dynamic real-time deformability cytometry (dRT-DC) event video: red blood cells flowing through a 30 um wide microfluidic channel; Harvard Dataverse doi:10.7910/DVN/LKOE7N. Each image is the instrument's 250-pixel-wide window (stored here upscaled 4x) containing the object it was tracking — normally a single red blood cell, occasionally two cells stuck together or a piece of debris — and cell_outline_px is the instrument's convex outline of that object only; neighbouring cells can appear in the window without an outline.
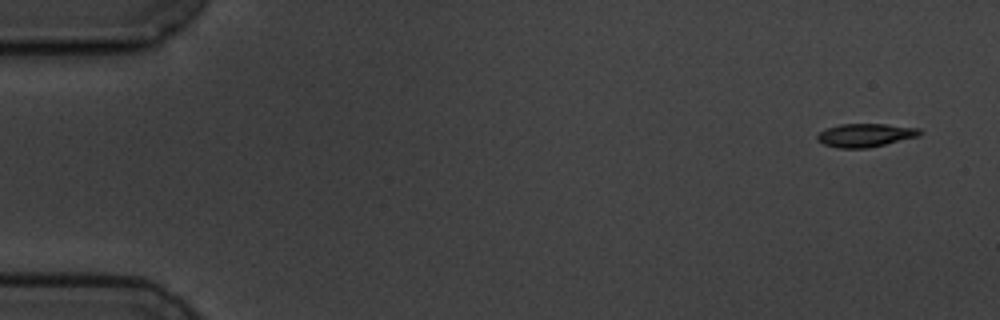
{"species": "common noctule bat (a hibernating species)", "species_latin": "Nyctalus noctula", "temperature_condition": "cold", "stored_images_in_passage": 5, "camera_frame_rate_fps": 3000, "um_per_image_px": 0.085, "animal": {"sex": "male", "body_mass_g": 19.5, "forearm_length_mm": 54.6}, "frame": {"image": 1, "passage_image": 1, "time_ms": 0.0, "image_size_px": [1000, 320], "cell_outline_px": [[924, 132], [920, 136], [868, 148], [836, 148], [824, 144], [816, 140], [816, 136], [820, 132], [828, 128], [840, 124], [884, 124], [920, 128]], "centroid_in_image_um": [73.58, 11.49], "position_along_channel_um": 11.4, "area_um2": 14.05}}
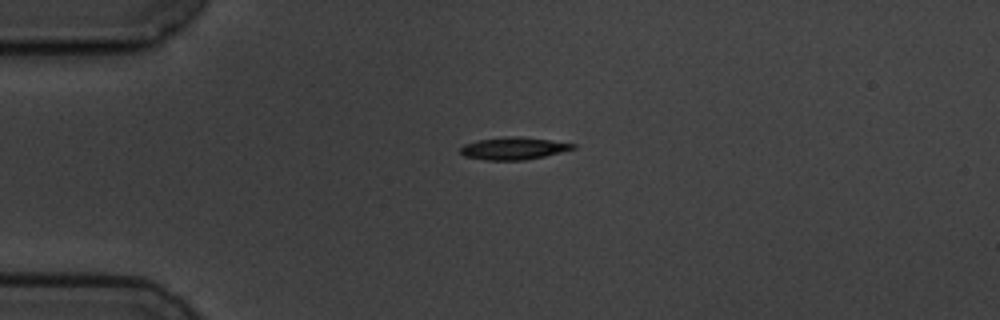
{"frame": {"image": 2, "passage_image": 4, "time_ms": 3.667, "image_size_px": [1000, 320], "cell_outline_px": [[576, 148], [544, 156], [524, 160], [484, 160], [464, 156], [460, 152], [460, 148], [464, 144], [476, 140], [504, 136], [516, 136], [548, 140], [576, 144]], "centroid_in_image_um": [43.6, 12.61], "position_along_channel_um": 41.4, "area_um2": 14.62}}